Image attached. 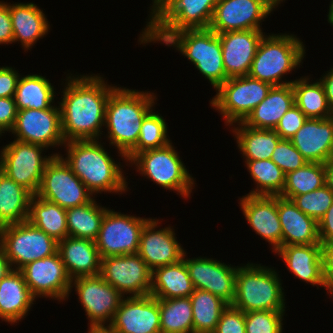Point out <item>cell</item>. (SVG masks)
I'll use <instances>...</instances> for the list:
<instances>
[{
	"instance_id": "6da1fadb",
	"label": "cell",
	"mask_w": 333,
	"mask_h": 333,
	"mask_svg": "<svg viewBox=\"0 0 333 333\" xmlns=\"http://www.w3.org/2000/svg\"><path fill=\"white\" fill-rule=\"evenodd\" d=\"M73 77H67V86L58 106L65 142L98 140L105 125L109 95L117 86L106 84L98 75Z\"/></svg>"
},
{
	"instance_id": "7a4b0ae2",
	"label": "cell",
	"mask_w": 333,
	"mask_h": 333,
	"mask_svg": "<svg viewBox=\"0 0 333 333\" xmlns=\"http://www.w3.org/2000/svg\"><path fill=\"white\" fill-rule=\"evenodd\" d=\"M156 96L116 87L109 95L105 126L110 144L117 147L122 159L137 145L144 118L152 111ZM124 157V158H123Z\"/></svg>"
},
{
	"instance_id": "3957f363",
	"label": "cell",
	"mask_w": 333,
	"mask_h": 333,
	"mask_svg": "<svg viewBox=\"0 0 333 333\" xmlns=\"http://www.w3.org/2000/svg\"><path fill=\"white\" fill-rule=\"evenodd\" d=\"M65 145L67 157L58 155L92 194L126 191L128 185L120 166L98 140H72Z\"/></svg>"
},
{
	"instance_id": "277c9868",
	"label": "cell",
	"mask_w": 333,
	"mask_h": 333,
	"mask_svg": "<svg viewBox=\"0 0 333 333\" xmlns=\"http://www.w3.org/2000/svg\"><path fill=\"white\" fill-rule=\"evenodd\" d=\"M140 43L160 41L174 46L188 58L215 88L228 78L223 64L221 42L218 34L207 29H186L174 34H141Z\"/></svg>"
},
{
	"instance_id": "5b68a950",
	"label": "cell",
	"mask_w": 333,
	"mask_h": 333,
	"mask_svg": "<svg viewBox=\"0 0 333 333\" xmlns=\"http://www.w3.org/2000/svg\"><path fill=\"white\" fill-rule=\"evenodd\" d=\"M278 273L248 263L236 273L235 297L231 306L245 313L258 310L285 311V299Z\"/></svg>"
},
{
	"instance_id": "8992f818",
	"label": "cell",
	"mask_w": 333,
	"mask_h": 333,
	"mask_svg": "<svg viewBox=\"0 0 333 333\" xmlns=\"http://www.w3.org/2000/svg\"><path fill=\"white\" fill-rule=\"evenodd\" d=\"M304 48L303 42L293 34L264 35L248 75L272 86L291 84L292 80L281 82V78L300 67L305 55Z\"/></svg>"
},
{
	"instance_id": "52a82bcc",
	"label": "cell",
	"mask_w": 333,
	"mask_h": 333,
	"mask_svg": "<svg viewBox=\"0 0 333 333\" xmlns=\"http://www.w3.org/2000/svg\"><path fill=\"white\" fill-rule=\"evenodd\" d=\"M219 0H153L150 21L142 34H174L209 28Z\"/></svg>"
},
{
	"instance_id": "ba28073f",
	"label": "cell",
	"mask_w": 333,
	"mask_h": 333,
	"mask_svg": "<svg viewBox=\"0 0 333 333\" xmlns=\"http://www.w3.org/2000/svg\"><path fill=\"white\" fill-rule=\"evenodd\" d=\"M137 171L167 189L177 191L187 198L194 185L193 177L182 163L178 152L168 143L166 146L137 153L131 160Z\"/></svg>"
},
{
	"instance_id": "9c48e42d",
	"label": "cell",
	"mask_w": 333,
	"mask_h": 333,
	"mask_svg": "<svg viewBox=\"0 0 333 333\" xmlns=\"http://www.w3.org/2000/svg\"><path fill=\"white\" fill-rule=\"evenodd\" d=\"M273 86L249 75L228 78L216 91L211 106L225 118L227 125L243 122L261 103Z\"/></svg>"
},
{
	"instance_id": "30bf717a",
	"label": "cell",
	"mask_w": 333,
	"mask_h": 333,
	"mask_svg": "<svg viewBox=\"0 0 333 333\" xmlns=\"http://www.w3.org/2000/svg\"><path fill=\"white\" fill-rule=\"evenodd\" d=\"M0 245L15 270L58 250V242L28 220L0 227Z\"/></svg>"
},
{
	"instance_id": "8fae6325",
	"label": "cell",
	"mask_w": 333,
	"mask_h": 333,
	"mask_svg": "<svg viewBox=\"0 0 333 333\" xmlns=\"http://www.w3.org/2000/svg\"><path fill=\"white\" fill-rule=\"evenodd\" d=\"M35 195L64 209L82 206L93 199L86 185L59 155H54L46 164Z\"/></svg>"
},
{
	"instance_id": "7c38bea8",
	"label": "cell",
	"mask_w": 333,
	"mask_h": 333,
	"mask_svg": "<svg viewBox=\"0 0 333 333\" xmlns=\"http://www.w3.org/2000/svg\"><path fill=\"white\" fill-rule=\"evenodd\" d=\"M45 147L19 140H14L2 148L0 168L10 179L24 186L33 195L38 192L46 164L53 158L42 157Z\"/></svg>"
},
{
	"instance_id": "4fadbf2b",
	"label": "cell",
	"mask_w": 333,
	"mask_h": 333,
	"mask_svg": "<svg viewBox=\"0 0 333 333\" xmlns=\"http://www.w3.org/2000/svg\"><path fill=\"white\" fill-rule=\"evenodd\" d=\"M149 220L107 209L95 240L100 257L137 253L142 229Z\"/></svg>"
},
{
	"instance_id": "5bb4252c",
	"label": "cell",
	"mask_w": 333,
	"mask_h": 333,
	"mask_svg": "<svg viewBox=\"0 0 333 333\" xmlns=\"http://www.w3.org/2000/svg\"><path fill=\"white\" fill-rule=\"evenodd\" d=\"M100 276L123 296L150 295L152 271L138 253L101 258Z\"/></svg>"
},
{
	"instance_id": "9a60e30c",
	"label": "cell",
	"mask_w": 333,
	"mask_h": 333,
	"mask_svg": "<svg viewBox=\"0 0 333 333\" xmlns=\"http://www.w3.org/2000/svg\"><path fill=\"white\" fill-rule=\"evenodd\" d=\"M16 140L46 148L65 144L62 133L60 108L18 110L14 126L10 130Z\"/></svg>"
},
{
	"instance_id": "2e32d148",
	"label": "cell",
	"mask_w": 333,
	"mask_h": 333,
	"mask_svg": "<svg viewBox=\"0 0 333 333\" xmlns=\"http://www.w3.org/2000/svg\"><path fill=\"white\" fill-rule=\"evenodd\" d=\"M78 299L86 312L90 325H104L113 320L120 302L125 297L100 275L78 277L71 280Z\"/></svg>"
},
{
	"instance_id": "e0dca14e",
	"label": "cell",
	"mask_w": 333,
	"mask_h": 333,
	"mask_svg": "<svg viewBox=\"0 0 333 333\" xmlns=\"http://www.w3.org/2000/svg\"><path fill=\"white\" fill-rule=\"evenodd\" d=\"M275 7L267 0H219L209 28L219 33L262 30L260 23Z\"/></svg>"
},
{
	"instance_id": "ac0fdd59",
	"label": "cell",
	"mask_w": 333,
	"mask_h": 333,
	"mask_svg": "<svg viewBox=\"0 0 333 333\" xmlns=\"http://www.w3.org/2000/svg\"><path fill=\"white\" fill-rule=\"evenodd\" d=\"M20 271L36 298L45 296L62 301L71 293V279L58 251L52 256L28 263Z\"/></svg>"
},
{
	"instance_id": "d6986e66",
	"label": "cell",
	"mask_w": 333,
	"mask_h": 333,
	"mask_svg": "<svg viewBox=\"0 0 333 333\" xmlns=\"http://www.w3.org/2000/svg\"><path fill=\"white\" fill-rule=\"evenodd\" d=\"M189 276L195 289L204 290L222 298L229 305L235 297L237 267H231L209 258L185 259Z\"/></svg>"
},
{
	"instance_id": "ffe728a7",
	"label": "cell",
	"mask_w": 333,
	"mask_h": 333,
	"mask_svg": "<svg viewBox=\"0 0 333 333\" xmlns=\"http://www.w3.org/2000/svg\"><path fill=\"white\" fill-rule=\"evenodd\" d=\"M109 325L117 333H161L159 299L152 295L123 298Z\"/></svg>"
},
{
	"instance_id": "44dd1931",
	"label": "cell",
	"mask_w": 333,
	"mask_h": 333,
	"mask_svg": "<svg viewBox=\"0 0 333 333\" xmlns=\"http://www.w3.org/2000/svg\"><path fill=\"white\" fill-rule=\"evenodd\" d=\"M159 220L150 219L142 229L138 254L151 271L183 259L184 249L171 227L155 230Z\"/></svg>"
},
{
	"instance_id": "7402d4cb",
	"label": "cell",
	"mask_w": 333,
	"mask_h": 333,
	"mask_svg": "<svg viewBox=\"0 0 333 333\" xmlns=\"http://www.w3.org/2000/svg\"><path fill=\"white\" fill-rule=\"evenodd\" d=\"M227 78L248 75L264 34L262 30L230 31L218 34Z\"/></svg>"
},
{
	"instance_id": "603a6c76",
	"label": "cell",
	"mask_w": 333,
	"mask_h": 333,
	"mask_svg": "<svg viewBox=\"0 0 333 333\" xmlns=\"http://www.w3.org/2000/svg\"><path fill=\"white\" fill-rule=\"evenodd\" d=\"M240 206L250 227L272 244L276 252L282 246V226L277 210V196L247 195L240 199Z\"/></svg>"
},
{
	"instance_id": "cb8c5ba5",
	"label": "cell",
	"mask_w": 333,
	"mask_h": 333,
	"mask_svg": "<svg viewBox=\"0 0 333 333\" xmlns=\"http://www.w3.org/2000/svg\"><path fill=\"white\" fill-rule=\"evenodd\" d=\"M289 140L308 162L326 164L333 157V116L307 118Z\"/></svg>"
},
{
	"instance_id": "d4e9b609",
	"label": "cell",
	"mask_w": 333,
	"mask_h": 333,
	"mask_svg": "<svg viewBox=\"0 0 333 333\" xmlns=\"http://www.w3.org/2000/svg\"><path fill=\"white\" fill-rule=\"evenodd\" d=\"M71 280L100 275L101 257L95 241L66 237L58 242V250Z\"/></svg>"
},
{
	"instance_id": "484cf974",
	"label": "cell",
	"mask_w": 333,
	"mask_h": 333,
	"mask_svg": "<svg viewBox=\"0 0 333 333\" xmlns=\"http://www.w3.org/2000/svg\"><path fill=\"white\" fill-rule=\"evenodd\" d=\"M282 246L321 244L318 222L300 211L292 200L277 196Z\"/></svg>"
},
{
	"instance_id": "4316f807",
	"label": "cell",
	"mask_w": 333,
	"mask_h": 333,
	"mask_svg": "<svg viewBox=\"0 0 333 333\" xmlns=\"http://www.w3.org/2000/svg\"><path fill=\"white\" fill-rule=\"evenodd\" d=\"M292 274L311 285L326 288L323 277L321 244L281 246L276 252Z\"/></svg>"
},
{
	"instance_id": "83f0119b",
	"label": "cell",
	"mask_w": 333,
	"mask_h": 333,
	"mask_svg": "<svg viewBox=\"0 0 333 333\" xmlns=\"http://www.w3.org/2000/svg\"><path fill=\"white\" fill-rule=\"evenodd\" d=\"M35 298L21 271L13 269L0 281V318L17 323L27 315Z\"/></svg>"
},
{
	"instance_id": "f1b7e54d",
	"label": "cell",
	"mask_w": 333,
	"mask_h": 333,
	"mask_svg": "<svg viewBox=\"0 0 333 333\" xmlns=\"http://www.w3.org/2000/svg\"><path fill=\"white\" fill-rule=\"evenodd\" d=\"M13 29V42L20 41L25 50L48 33L49 25L43 10L34 3L8 4Z\"/></svg>"
},
{
	"instance_id": "f546056e",
	"label": "cell",
	"mask_w": 333,
	"mask_h": 333,
	"mask_svg": "<svg viewBox=\"0 0 333 333\" xmlns=\"http://www.w3.org/2000/svg\"><path fill=\"white\" fill-rule=\"evenodd\" d=\"M295 104L292 83L273 86L266 98L242 122L256 129H275L281 117Z\"/></svg>"
},
{
	"instance_id": "4dcf8cb0",
	"label": "cell",
	"mask_w": 333,
	"mask_h": 333,
	"mask_svg": "<svg viewBox=\"0 0 333 333\" xmlns=\"http://www.w3.org/2000/svg\"><path fill=\"white\" fill-rule=\"evenodd\" d=\"M194 290L183 259L152 271L150 295L157 299L190 297Z\"/></svg>"
},
{
	"instance_id": "1f68e13d",
	"label": "cell",
	"mask_w": 333,
	"mask_h": 333,
	"mask_svg": "<svg viewBox=\"0 0 333 333\" xmlns=\"http://www.w3.org/2000/svg\"><path fill=\"white\" fill-rule=\"evenodd\" d=\"M33 194L13 179L0 173V227L25 222Z\"/></svg>"
},
{
	"instance_id": "d6a6232c",
	"label": "cell",
	"mask_w": 333,
	"mask_h": 333,
	"mask_svg": "<svg viewBox=\"0 0 333 333\" xmlns=\"http://www.w3.org/2000/svg\"><path fill=\"white\" fill-rule=\"evenodd\" d=\"M234 127V136L245 160L271 159L281 137L274 129H256L245 126L242 122Z\"/></svg>"
},
{
	"instance_id": "836d02e7",
	"label": "cell",
	"mask_w": 333,
	"mask_h": 333,
	"mask_svg": "<svg viewBox=\"0 0 333 333\" xmlns=\"http://www.w3.org/2000/svg\"><path fill=\"white\" fill-rule=\"evenodd\" d=\"M28 221L57 242L68 237L66 209L36 195L30 200Z\"/></svg>"
},
{
	"instance_id": "e575fe53",
	"label": "cell",
	"mask_w": 333,
	"mask_h": 333,
	"mask_svg": "<svg viewBox=\"0 0 333 333\" xmlns=\"http://www.w3.org/2000/svg\"><path fill=\"white\" fill-rule=\"evenodd\" d=\"M54 87L45 77L37 74L19 77L14 101L17 109H48L54 101Z\"/></svg>"
},
{
	"instance_id": "d590c367",
	"label": "cell",
	"mask_w": 333,
	"mask_h": 333,
	"mask_svg": "<svg viewBox=\"0 0 333 333\" xmlns=\"http://www.w3.org/2000/svg\"><path fill=\"white\" fill-rule=\"evenodd\" d=\"M308 80V77H301L292 82L295 105L307 118L332 117L333 112L329 107L322 83L317 81L311 84Z\"/></svg>"
},
{
	"instance_id": "8d00e7d4",
	"label": "cell",
	"mask_w": 333,
	"mask_h": 333,
	"mask_svg": "<svg viewBox=\"0 0 333 333\" xmlns=\"http://www.w3.org/2000/svg\"><path fill=\"white\" fill-rule=\"evenodd\" d=\"M95 202L93 197L87 204L66 209L69 237L96 240L107 208Z\"/></svg>"
},
{
	"instance_id": "74e56055",
	"label": "cell",
	"mask_w": 333,
	"mask_h": 333,
	"mask_svg": "<svg viewBox=\"0 0 333 333\" xmlns=\"http://www.w3.org/2000/svg\"><path fill=\"white\" fill-rule=\"evenodd\" d=\"M194 333H213L228 303L204 290L195 289L190 295Z\"/></svg>"
},
{
	"instance_id": "f35d334b",
	"label": "cell",
	"mask_w": 333,
	"mask_h": 333,
	"mask_svg": "<svg viewBox=\"0 0 333 333\" xmlns=\"http://www.w3.org/2000/svg\"><path fill=\"white\" fill-rule=\"evenodd\" d=\"M161 333H194L190 297L159 299Z\"/></svg>"
},
{
	"instance_id": "ab89813d",
	"label": "cell",
	"mask_w": 333,
	"mask_h": 333,
	"mask_svg": "<svg viewBox=\"0 0 333 333\" xmlns=\"http://www.w3.org/2000/svg\"><path fill=\"white\" fill-rule=\"evenodd\" d=\"M256 189L247 195L280 196L285 184V174L271 159L245 160Z\"/></svg>"
},
{
	"instance_id": "60d3db41",
	"label": "cell",
	"mask_w": 333,
	"mask_h": 333,
	"mask_svg": "<svg viewBox=\"0 0 333 333\" xmlns=\"http://www.w3.org/2000/svg\"><path fill=\"white\" fill-rule=\"evenodd\" d=\"M325 185V164L307 162L303 167L285 175L284 189L280 197L291 200Z\"/></svg>"
},
{
	"instance_id": "b9f144b4",
	"label": "cell",
	"mask_w": 333,
	"mask_h": 333,
	"mask_svg": "<svg viewBox=\"0 0 333 333\" xmlns=\"http://www.w3.org/2000/svg\"><path fill=\"white\" fill-rule=\"evenodd\" d=\"M170 143L167 138V124L162 116L150 112L143 120L137 145L126 155V161L145 150L156 149Z\"/></svg>"
},
{
	"instance_id": "7bdbcfd3",
	"label": "cell",
	"mask_w": 333,
	"mask_h": 333,
	"mask_svg": "<svg viewBox=\"0 0 333 333\" xmlns=\"http://www.w3.org/2000/svg\"><path fill=\"white\" fill-rule=\"evenodd\" d=\"M291 200L300 211L318 222L332 205L333 192L324 185L306 194L294 196Z\"/></svg>"
},
{
	"instance_id": "ee69618b",
	"label": "cell",
	"mask_w": 333,
	"mask_h": 333,
	"mask_svg": "<svg viewBox=\"0 0 333 333\" xmlns=\"http://www.w3.org/2000/svg\"><path fill=\"white\" fill-rule=\"evenodd\" d=\"M284 313L271 310L245 313V333H282Z\"/></svg>"
},
{
	"instance_id": "f6af8a7d",
	"label": "cell",
	"mask_w": 333,
	"mask_h": 333,
	"mask_svg": "<svg viewBox=\"0 0 333 333\" xmlns=\"http://www.w3.org/2000/svg\"><path fill=\"white\" fill-rule=\"evenodd\" d=\"M271 160L282 169L285 175L303 167L308 162L287 139H281L278 142Z\"/></svg>"
},
{
	"instance_id": "bcb514c9",
	"label": "cell",
	"mask_w": 333,
	"mask_h": 333,
	"mask_svg": "<svg viewBox=\"0 0 333 333\" xmlns=\"http://www.w3.org/2000/svg\"><path fill=\"white\" fill-rule=\"evenodd\" d=\"M307 120L305 114L294 104L280 119L275 131L281 139L289 140Z\"/></svg>"
},
{
	"instance_id": "7dc6e473",
	"label": "cell",
	"mask_w": 333,
	"mask_h": 333,
	"mask_svg": "<svg viewBox=\"0 0 333 333\" xmlns=\"http://www.w3.org/2000/svg\"><path fill=\"white\" fill-rule=\"evenodd\" d=\"M213 333H245V312L228 305Z\"/></svg>"
},
{
	"instance_id": "c3c4849f",
	"label": "cell",
	"mask_w": 333,
	"mask_h": 333,
	"mask_svg": "<svg viewBox=\"0 0 333 333\" xmlns=\"http://www.w3.org/2000/svg\"><path fill=\"white\" fill-rule=\"evenodd\" d=\"M18 109L14 97L0 98V132L5 133L14 126Z\"/></svg>"
},
{
	"instance_id": "681fc988",
	"label": "cell",
	"mask_w": 333,
	"mask_h": 333,
	"mask_svg": "<svg viewBox=\"0 0 333 333\" xmlns=\"http://www.w3.org/2000/svg\"><path fill=\"white\" fill-rule=\"evenodd\" d=\"M19 77L12 67H0V98L14 97Z\"/></svg>"
},
{
	"instance_id": "f907efd6",
	"label": "cell",
	"mask_w": 333,
	"mask_h": 333,
	"mask_svg": "<svg viewBox=\"0 0 333 333\" xmlns=\"http://www.w3.org/2000/svg\"><path fill=\"white\" fill-rule=\"evenodd\" d=\"M323 277L326 289L333 290V241L321 243Z\"/></svg>"
},
{
	"instance_id": "816d5d0a",
	"label": "cell",
	"mask_w": 333,
	"mask_h": 333,
	"mask_svg": "<svg viewBox=\"0 0 333 333\" xmlns=\"http://www.w3.org/2000/svg\"><path fill=\"white\" fill-rule=\"evenodd\" d=\"M13 43V29L8 3L0 2V44Z\"/></svg>"
},
{
	"instance_id": "f5cc1de1",
	"label": "cell",
	"mask_w": 333,
	"mask_h": 333,
	"mask_svg": "<svg viewBox=\"0 0 333 333\" xmlns=\"http://www.w3.org/2000/svg\"><path fill=\"white\" fill-rule=\"evenodd\" d=\"M320 243L333 241V203L318 221Z\"/></svg>"
},
{
	"instance_id": "db71d44e",
	"label": "cell",
	"mask_w": 333,
	"mask_h": 333,
	"mask_svg": "<svg viewBox=\"0 0 333 333\" xmlns=\"http://www.w3.org/2000/svg\"><path fill=\"white\" fill-rule=\"evenodd\" d=\"M319 79L322 83L330 109L333 112V68Z\"/></svg>"
},
{
	"instance_id": "11a10c76",
	"label": "cell",
	"mask_w": 333,
	"mask_h": 333,
	"mask_svg": "<svg viewBox=\"0 0 333 333\" xmlns=\"http://www.w3.org/2000/svg\"><path fill=\"white\" fill-rule=\"evenodd\" d=\"M12 270L10 261L6 257L3 247L0 245V281Z\"/></svg>"
},
{
	"instance_id": "9f6ffc18",
	"label": "cell",
	"mask_w": 333,
	"mask_h": 333,
	"mask_svg": "<svg viewBox=\"0 0 333 333\" xmlns=\"http://www.w3.org/2000/svg\"><path fill=\"white\" fill-rule=\"evenodd\" d=\"M325 185L333 192V157L325 164Z\"/></svg>"
},
{
	"instance_id": "6f0895ef",
	"label": "cell",
	"mask_w": 333,
	"mask_h": 333,
	"mask_svg": "<svg viewBox=\"0 0 333 333\" xmlns=\"http://www.w3.org/2000/svg\"><path fill=\"white\" fill-rule=\"evenodd\" d=\"M88 333H117L109 324L105 325H90Z\"/></svg>"
},
{
	"instance_id": "680465c9",
	"label": "cell",
	"mask_w": 333,
	"mask_h": 333,
	"mask_svg": "<svg viewBox=\"0 0 333 333\" xmlns=\"http://www.w3.org/2000/svg\"><path fill=\"white\" fill-rule=\"evenodd\" d=\"M329 6V14H328V22L333 26V0L330 2Z\"/></svg>"
},
{
	"instance_id": "91938a15",
	"label": "cell",
	"mask_w": 333,
	"mask_h": 333,
	"mask_svg": "<svg viewBox=\"0 0 333 333\" xmlns=\"http://www.w3.org/2000/svg\"><path fill=\"white\" fill-rule=\"evenodd\" d=\"M267 1L275 8L280 4V2H283V0H267Z\"/></svg>"
},
{
	"instance_id": "94428289",
	"label": "cell",
	"mask_w": 333,
	"mask_h": 333,
	"mask_svg": "<svg viewBox=\"0 0 333 333\" xmlns=\"http://www.w3.org/2000/svg\"><path fill=\"white\" fill-rule=\"evenodd\" d=\"M329 293H330V295H332V296H333V290L329 291Z\"/></svg>"
}]
</instances>
